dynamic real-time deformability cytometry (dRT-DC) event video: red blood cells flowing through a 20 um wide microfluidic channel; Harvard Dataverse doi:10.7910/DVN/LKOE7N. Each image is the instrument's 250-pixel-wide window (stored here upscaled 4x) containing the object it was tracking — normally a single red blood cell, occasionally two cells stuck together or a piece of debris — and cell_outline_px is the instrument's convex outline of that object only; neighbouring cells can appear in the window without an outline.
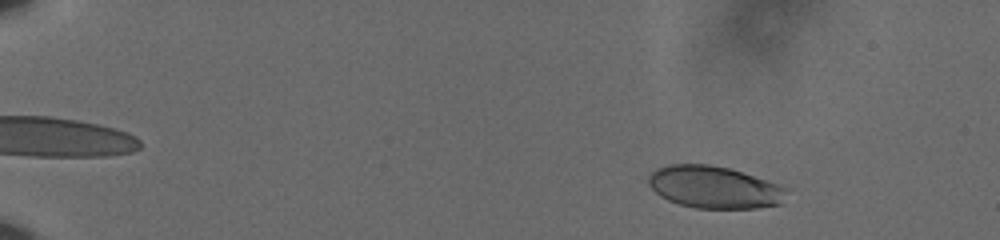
{"species": "human", "species_latin": "Homo sapiens", "temperature_condition": "cold", "stored_images_in_passage": 56, "camera_frame_rate_fps": 3000, "um_per_image_px": 0.085, "donor": {"sex": "male"}, "frame": {"image": 1, "passage_image": 7, "time_ms": 2.0, "image_size_px": [1000, 240], "cell_outline_px": [[784, 204], [756, 208], [696, 208], [680, 204], [668, 200], [660, 196], [648, 184], [648, 176], [656, 168], [668, 164], [708, 164], [728, 168], [776, 184], [784, 188]], "centroid_in_image_um": [60.65, 15.92], "position_along_channel_um": 24.3, "area_um2": 33.58}}
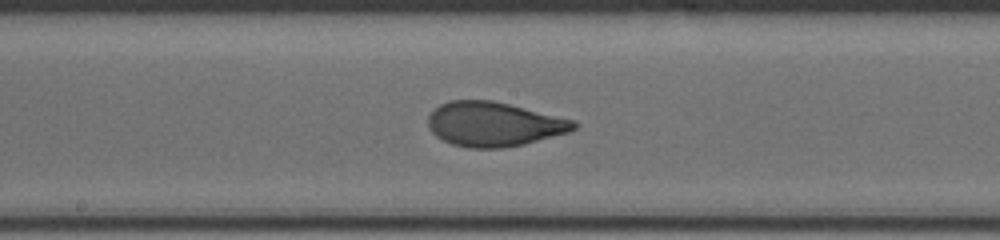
{"frame": {"image": 2, "passage_image": 33, "time_ms": 10.667, "image_size_px": [1000, 240], "cell_outline_px": [[576, 128], [568, 132], [524, 144], [504, 148], [468, 148], [452, 144], [436, 136], [428, 128], [428, 116], [440, 104], [452, 100], [492, 100], [572, 120], [576, 124]], "centroid_in_image_um": [41.92, 10.56], "position_along_channel_um": 206.3, "area_um2": 37.28}}
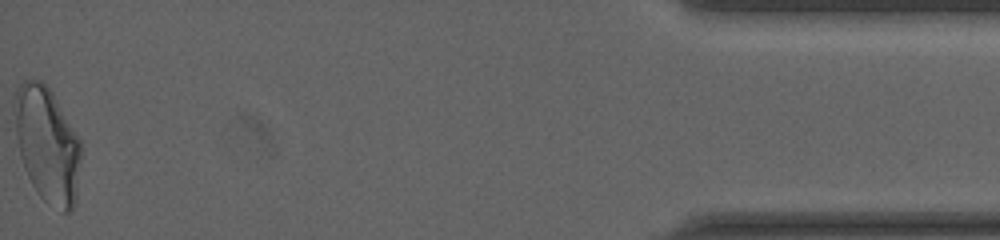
{"frame": {"image": 3, "passage_image": 56, "time_ms": 18.333, "image_size_px": [1000, 240], "cell_outline_px": [[80, 160], [76, 196], [72, 208], [68, 212], [64, 212], [44, 200], [36, 192], [24, 168], [20, 156], [16, 136], [12, 104], [12, 100], [16, 88], [24, 80], [40, 80], [52, 92], [80, 140]], "centroid_in_image_um": [3.97, 12.25], "position_along_channel_um": 431.2, "area_um2": 44.51}, "authors_computed_cell_mechanics": {"area_um2": 37.4833, "velocity_mm_per_s": 3.6314, "shape_relaxation_time_tau1_ms": 1.8829, "shape_relaxation_time_tau2_ms": 1.9796, "deformation_change_tau1": 0.1198, "deformation_change_tau2": 0.0892}}